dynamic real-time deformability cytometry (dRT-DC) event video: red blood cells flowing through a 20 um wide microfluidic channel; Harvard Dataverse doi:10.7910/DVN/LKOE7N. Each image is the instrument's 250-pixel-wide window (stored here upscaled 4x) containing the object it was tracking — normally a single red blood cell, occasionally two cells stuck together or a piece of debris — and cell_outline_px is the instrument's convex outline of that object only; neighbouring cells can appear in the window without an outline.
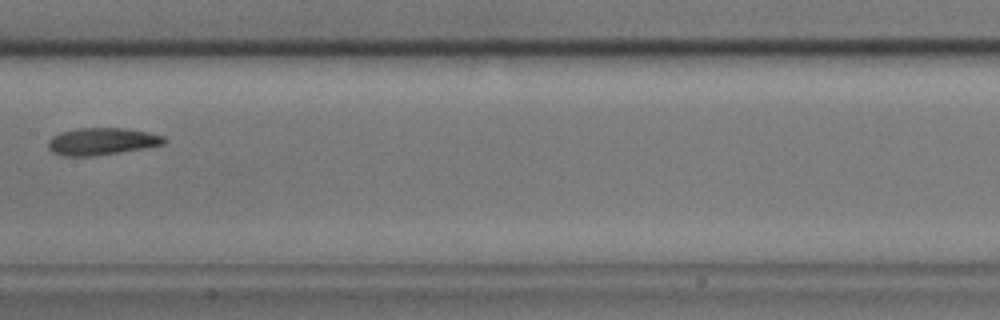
{"species": "common noctule bat (a hibernating species)", "species_latin": "Nyctalus noctula", "temperature_condition": "cold", "stored_images_in_passage": 8, "camera_frame_rate_fps": 3000, "um_per_image_px": 0.085, "animal": {"sex": "male", "body_mass_g": 17.9}, "frame": {"image": 1, "passage_image": 8, "time_ms": 2.333, "image_size_px": [1000, 320], "cell_outline_px": [[168, 140], [164, 144], [144, 148], [120, 152], [92, 156], [60, 156], [52, 152], [48, 148], [48, 140], [52, 136], [60, 132], [76, 128], [128, 128], [148, 132], [164, 136]], "centroid_in_image_um": [8.64, 12.01], "position_along_channel_um": 198.8, "area_um2": 18.55}}